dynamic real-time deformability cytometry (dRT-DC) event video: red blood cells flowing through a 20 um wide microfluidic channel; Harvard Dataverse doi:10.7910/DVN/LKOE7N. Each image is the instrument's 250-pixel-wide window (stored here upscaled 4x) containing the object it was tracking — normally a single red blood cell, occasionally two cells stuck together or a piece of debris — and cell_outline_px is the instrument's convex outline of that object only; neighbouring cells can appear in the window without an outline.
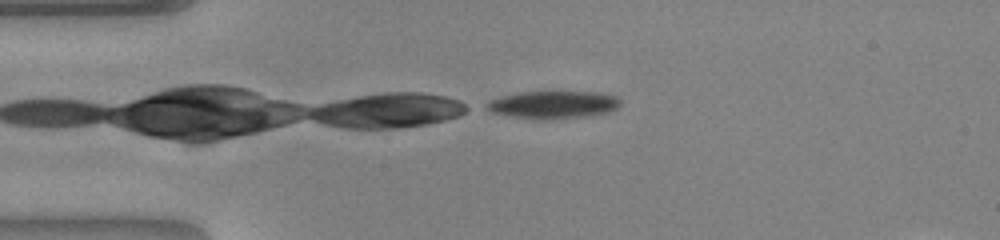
{"species": "common noctule bat (a hibernating species)", "species_latin": "Nyctalus noctula", "temperature_condition": "warm", "stored_images_in_passage": 6, "camera_frame_rate_fps": 3000, "um_per_image_px": 0.085, "animal": {"sex": "female", "body_mass_g": 23.0, "forearm_length_mm": 53.4}, "frame": {"image": 1, "passage_image": 1, "time_ms": 0.0, "image_size_px": [1000, 240], "cell_outline_px": [[620, 104], [616, 108], [608, 112], [592, 116], [512, 116], [492, 112], [484, 108], [484, 104], [492, 100], [504, 96], [520, 92], [596, 92], [616, 96], [620, 100]], "centroid_in_image_um": [47.06, 8.85], "position_along_channel_um": 37.9, "area_um2": 20.29}}